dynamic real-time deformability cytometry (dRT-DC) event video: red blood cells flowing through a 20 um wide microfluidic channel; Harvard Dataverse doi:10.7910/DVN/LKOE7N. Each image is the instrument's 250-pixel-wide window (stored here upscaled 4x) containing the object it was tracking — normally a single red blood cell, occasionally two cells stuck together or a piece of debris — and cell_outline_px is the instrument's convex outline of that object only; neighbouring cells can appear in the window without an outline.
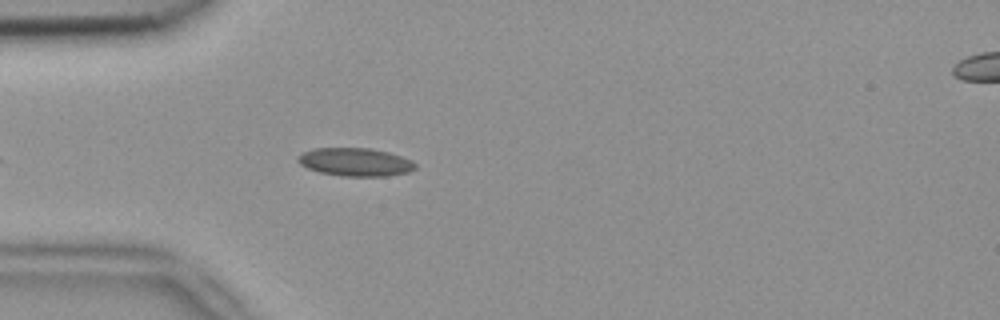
{"species": "common noctule bat (a hibernating species)", "species_latin": "Nyctalus noctula", "temperature_condition": "room temperature", "stored_images_in_passage": 3, "camera_frame_rate_fps": 3000, "um_per_image_px": 0.085, "animal": {"sex": "female", "body_mass_g": 18.4}, "frame": {"image": 1, "passage_image": 3, "time_ms": 0.667, "image_size_px": [1000, 320], "cell_outline_px": [[416, 168], [408, 172], [388, 176], [344, 176], [320, 172], [308, 168], [300, 164], [296, 160], [296, 156], [304, 152], [316, 148], [368, 148], [388, 152], [412, 160], [416, 164]], "centroid_in_image_um": [30.2, 13.77], "position_along_channel_um": 54.8, "area_um2": 19.19}}